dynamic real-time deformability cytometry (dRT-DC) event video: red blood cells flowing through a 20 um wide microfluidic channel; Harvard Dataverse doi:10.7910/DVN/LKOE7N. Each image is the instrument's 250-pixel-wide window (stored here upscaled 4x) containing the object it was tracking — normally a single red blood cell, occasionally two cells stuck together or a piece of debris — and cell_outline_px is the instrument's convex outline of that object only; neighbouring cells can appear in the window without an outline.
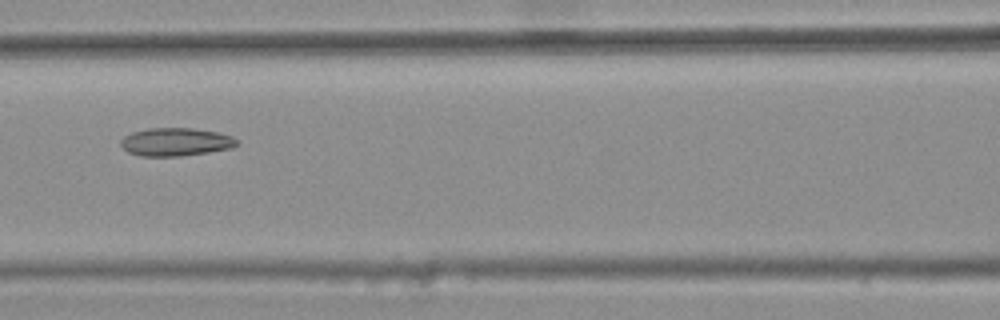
{"species": "common noctule bat (a hibernating species)", "species_latin": "Nyctalus noctula", "temperature_condition": "warm", "stored_images_in_passage": 7, "camera_frame_rate_fps": 3000, "um_per_image_px": 0.085, "animal": {"sex": "female", "body_mass_g": 25.1}, "frame": {"image": 1, "passage_image": 7, "time_ms": 2.0, "image_size_px": [1000, 320], "cell_outline_px": [[240, 144], [232, 148], [208, 152], [176, 156], [140, 156], [128, 152], [120, 144], [120, 140], [124, 136], [132, 132], [148, 128], [192, 128], [220, 132], [232, 136], [240, 140]], "centroid_in_image_um": [14.98, 12.05], "position_along_channel_um": 151.6, "area_um2": 19.19}}